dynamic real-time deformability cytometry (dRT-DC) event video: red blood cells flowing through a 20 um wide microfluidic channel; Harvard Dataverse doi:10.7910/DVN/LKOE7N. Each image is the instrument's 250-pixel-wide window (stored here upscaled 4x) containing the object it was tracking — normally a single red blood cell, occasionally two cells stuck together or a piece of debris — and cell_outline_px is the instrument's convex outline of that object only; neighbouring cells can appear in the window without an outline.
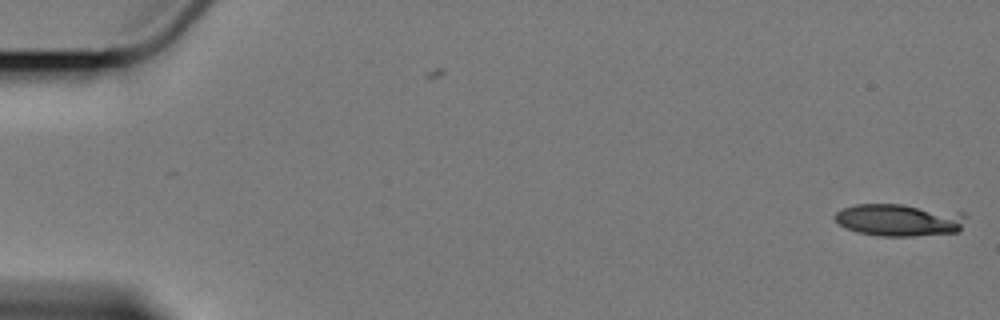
{"species": "Egyptian fruit bat (a non-hibernating species)", "species_latin": "Rousettus aegyptiacus", "temperature_condition": "cold", "stored_images_in_passage": 7, "segment_of_instrument_passage": [1, 2], "camera_frame_rate_fps": 3000, "um_per_image_px": 0.085, "animal": {"sex": "female"}, "frame": {"image": 1, "passage_image": 1, "time_ms": 0.0, "image_size_px": [1000, 320], "cell_outline_px": [[964, 216], [960, 232], [912, 236], [880, 236], [860, 232], [848, 228], [840, 224], [836, 220], [836, 212], [844, 208], [856, 204], [904, 204], [964, 212]], "centroid_in_image_um": [76.48, 18.69], "position_along_channel_um": 8.5, "area_um2": 24.51}}
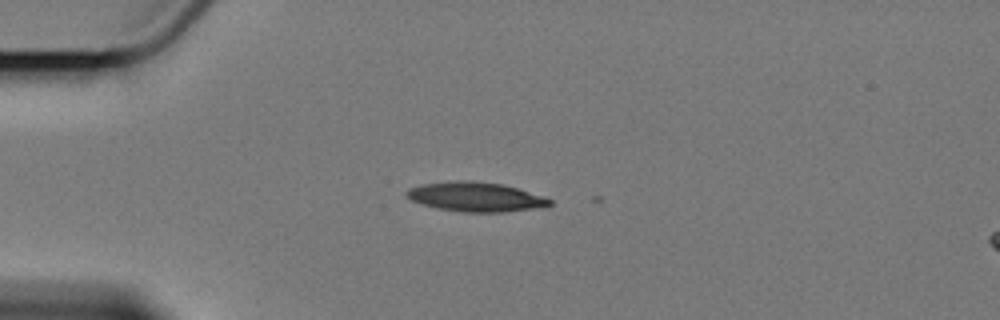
{"frame": {"image": 2, "passage_image": 5, "time_ms": 4.667, "image_size_px": [1000, 320], "cell_outline_px": [[552, 204], [544, 208], [504, 212], [464, 212], [440, 208], [424, 204], [412, 200], [404, 196], [404, 192], [408, 188], [420, 184], [456, 180], [472, 180], [504, 184], [552, 200]], "centroid_in_image_um": [40.42, 16.72], "position_along_channel_um": 44.6, "area_um2": 24.62}}